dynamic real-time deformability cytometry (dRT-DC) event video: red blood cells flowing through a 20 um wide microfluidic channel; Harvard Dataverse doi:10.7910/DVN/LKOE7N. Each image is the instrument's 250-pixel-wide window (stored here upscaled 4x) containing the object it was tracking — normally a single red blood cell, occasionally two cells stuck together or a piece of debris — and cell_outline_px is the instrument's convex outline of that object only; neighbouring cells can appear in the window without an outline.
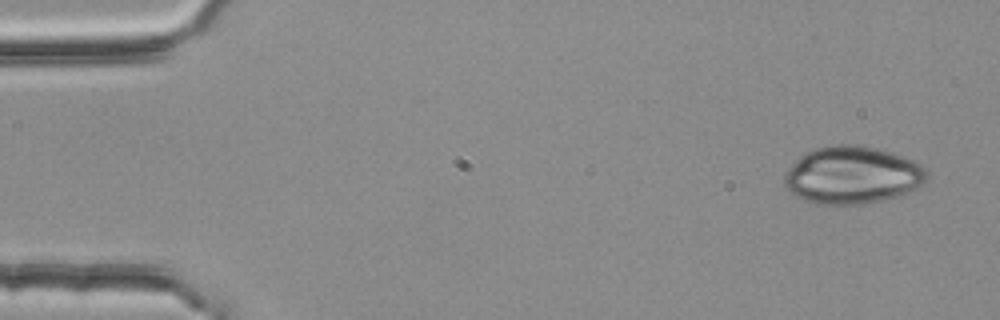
{"species": "common noctule bat (a hibernating species)", "species_latin": "Nyctalus noctula", "temperature_condition": "room temperature", "stored_images_in_passage": 4, "camera_frame_rate_fps": 3000, "um_per_image_px": 0.085, "animal": {"sex": "female", "body_mass_g": 25.1}, "frame": {"image": 1, "passage_image": 1, "time_ms": 0.0, "image_size_px": [1000, 320], "cell_outline_px": [[928, 180], [924, 184], [896, 196], [884, 200], [864, 204], [816, 204], [804, 200], [796, 196], [784, 188], [784, 172], [804, 152], [812, 148], [832, 144], [856, 144], [876, 148], [892, 152], [904, 156], [920, 164], [928, 172]], "centroid_in_image_um": [72.41, 14.87], "position_along_channel_um": 12.6, "area_um2": 48.26}}